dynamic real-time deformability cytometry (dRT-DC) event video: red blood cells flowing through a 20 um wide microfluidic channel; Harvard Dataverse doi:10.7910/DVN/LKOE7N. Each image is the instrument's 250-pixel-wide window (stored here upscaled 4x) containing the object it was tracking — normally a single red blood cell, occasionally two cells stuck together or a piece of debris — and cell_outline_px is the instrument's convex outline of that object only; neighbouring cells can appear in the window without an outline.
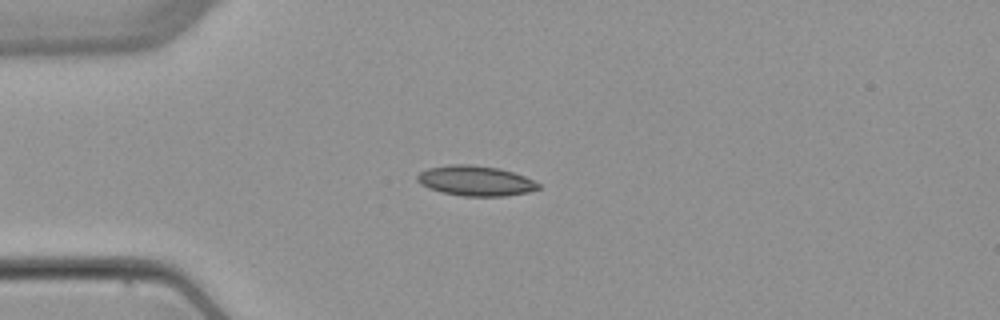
{"species": "common noctule bat (a hibernating species)", "species_latin": "Nyctalus noctula", "temperature_condition": "warm", "stored_images_in_passage": 3, "camera_frame_rate_fps": 3000, "um_per_image_px": 0.085, "animal": {"sex": "female", "body_mass_g": 22.7, "forearm_length_mm": 54.2}, "frame": {"image": 1, "passage_image": 2, "time_ms": 2.0, "image_size_px": [1000, 320], "cell_outline_px": [[540, 188], [528, 192], [504, 196], [464, 196], [440, 192], [428, 188], [420, 184], [416, 180], [416, 176], [420, 172], [428, 168], [448, 164], [468, 164], [500, 168], [524, 176], [540, 184]], "centroid_in_image_um": [40.38, 15.36], "position_along_channel_um": 44.6, "area_um2": 21.33}}